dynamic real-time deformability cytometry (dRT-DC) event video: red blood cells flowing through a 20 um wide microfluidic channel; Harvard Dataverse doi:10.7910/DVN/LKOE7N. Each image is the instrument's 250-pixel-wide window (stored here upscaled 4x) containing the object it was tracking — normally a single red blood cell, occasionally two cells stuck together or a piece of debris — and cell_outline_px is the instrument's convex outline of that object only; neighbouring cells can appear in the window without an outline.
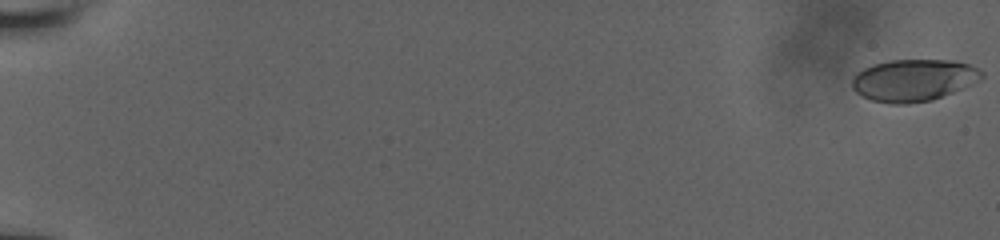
{"species": "human", "species_latin": "Homo sapiens", "temperature_condition": "room temperature", "stored_images_in_passage": 22, "camera_frame_rate_fps": 3000, "um_per_image_px": 0.085, "donor": {"sex": "male"}, "frame": {"image": 1, "passage_image": 1, "time_ms": 0.0, "image_size_px": [1000, 240], "cell_outline_px": [[984, 76], [952, 92], [932, 100], [908, 104], [892, 104], [872, 100], [856, 92], [852, 88], [852, 80], [856, 72], [872, 64], [888, 60], [956, 60], [968, 64], [984, 72]], "centroid_in_image_um": [77.61, 6.8], "position_along_channel_um": 7.4, "area_um2": 31.5}}
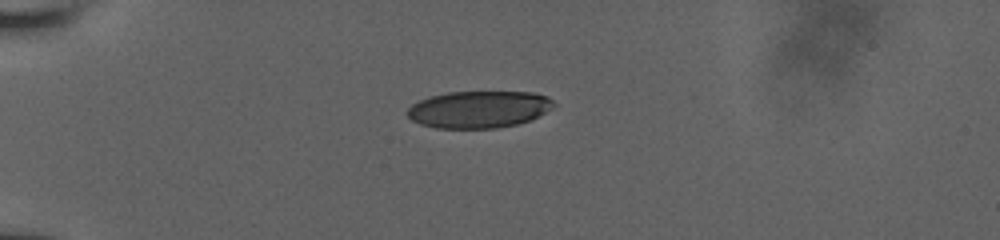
{"frame": {"image": 2, "passage_image": 16, "time_ms": 5.667, "image_size_px": [1000, 240], "cell_outline_px": [[556, 104], [552, 108], [532, 120], [516, 124], [496, 128], [436, 128], [420, 124], [412, 120], [408, 116], [408, 108], [412, 104], [428, 96], [448, 92], [532, 92], [548, 96]], "centroid_in_image_um": [40.71, 9.29], "position_along_channel_um": 44.3, "area_um2": 31.67}}
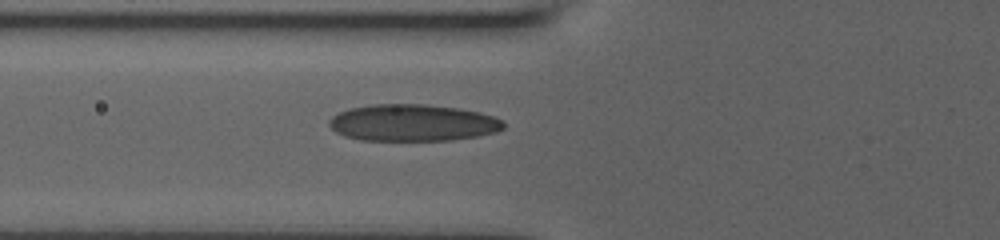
{"frame": {"image": 3, "passage_image": 22, "time_ms": 8.0, "image_size_px": [1000, 240], "cell_outline_px": [[504, 128], [496, 132], [480, 136], [452, 140], [360, 140], [344, 136], [336, 132], [328, 124], [328, 120], [332, 116], [340, 112], [352, 108], [372, 104], [424, 104], [460, 108], [480, 112], [496, 116], [504, 120]], "centroid_in_image_um": [35.13, 10.43], "position_along_channel_um": 90.7, "area_um2": 37.69}}